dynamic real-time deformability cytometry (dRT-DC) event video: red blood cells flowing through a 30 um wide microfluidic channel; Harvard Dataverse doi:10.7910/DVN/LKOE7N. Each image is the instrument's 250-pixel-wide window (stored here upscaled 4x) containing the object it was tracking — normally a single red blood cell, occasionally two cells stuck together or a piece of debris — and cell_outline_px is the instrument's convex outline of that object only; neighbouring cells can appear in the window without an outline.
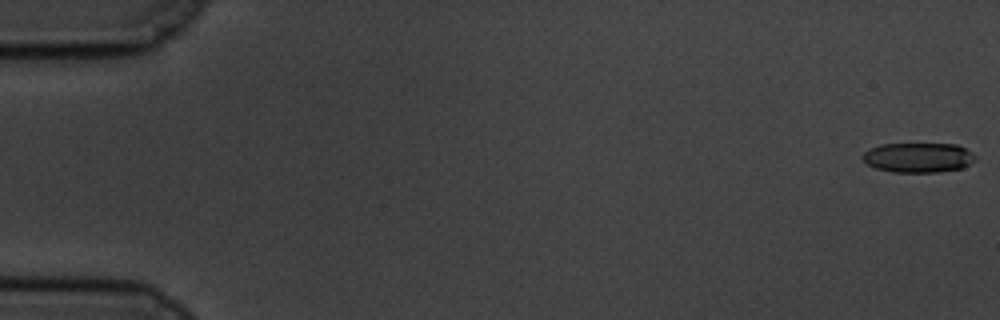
{"species": "common noctule bat (a hibernating species)", "species_latin": "Nyctalus noctula", "temperature_condition": "cold", "stored_images_in_passage": 11, "camera_frame_rate_fps": 3000, "um_per_image_px": 0.085, "animal": {"sex": "male", "body_mass_g": 19.5, "forearm_length_mm": 54.6}, "frame": {"image": 1, "passage_image": 1, "time_ms": 0.0, "image_size_px": [1000, 320], "cell_outline_px": [[976, 160], [964, 168], [936, 172], [892, 172], [876, 168], [868, 164], [860, 156], [864, 152], [880, 144], [956, 144], [972, 152], [976, 156]], "centroid_in_image_um": [78.08, 13.39], "position_along_channel_um": 6.9, "area_um2": 19.59}}